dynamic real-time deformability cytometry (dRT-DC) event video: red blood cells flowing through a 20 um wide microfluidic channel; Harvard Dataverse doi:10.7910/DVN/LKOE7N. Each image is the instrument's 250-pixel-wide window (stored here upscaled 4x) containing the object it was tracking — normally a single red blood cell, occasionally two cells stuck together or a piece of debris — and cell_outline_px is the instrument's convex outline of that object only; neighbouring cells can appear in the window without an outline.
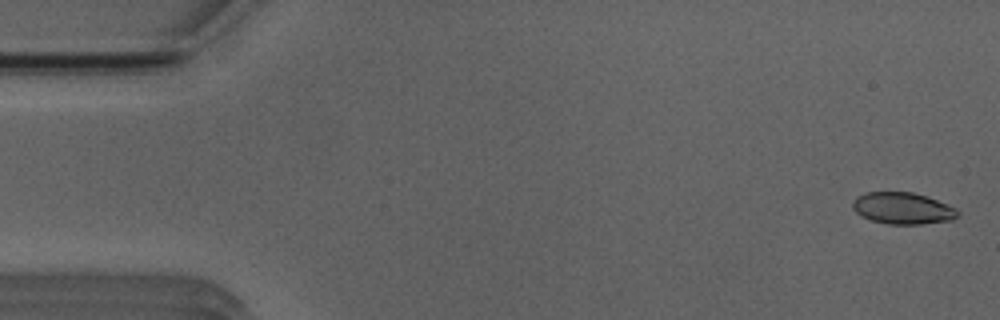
{"species": "Egyptian fruit bat (a non-hibernating species)", "species_latin": "Rousettus aegyptiacus", "temperature_condition": "room temperature", "stored_images_in_passage": 52, "camera_frame_rate_fps": 3000, "um_per_image_px": 0.085, "animal": {"sex": "male"}, "frame": {"image": 1, "passage_image": 2, "time_ms": 0.333, "image_size_px": [1000, 320], "cell_outline_px": [[960, 212], [952, 220], [920, 224], [888, 224], [872, 220], [860, 216], [852, 208], [852, 200], [856, 196], [864, 192], [912, 192], [936, 200], [956, 208]], "centroid_in_image_um": [76.68, 17.7], "position_along_channel_um": 8.3, "area_um2": 19.36}}
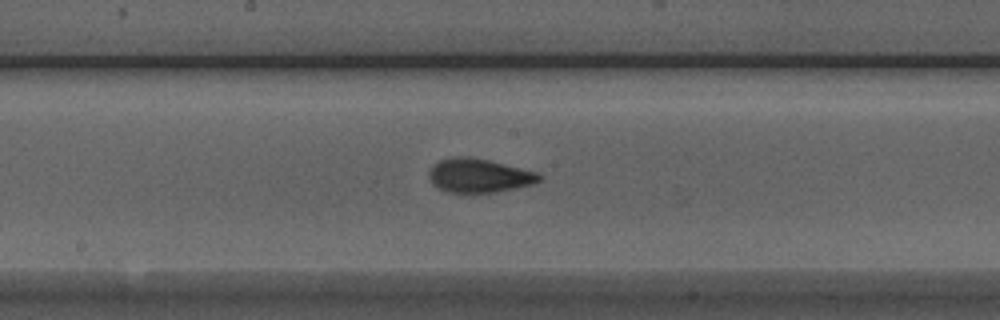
{"frame": {"image": 2, "passage_image": 27, "time_ms": 8.667, "image_size_px": [1000, 320], "cell_outline_px": [[544, 176], [540, 180], [532, 184], [516, 188], [496, 192], [448, 192], [432, 184], [428, 176], [428, 172], [432, 164], [440, 160], [452, 156], [468, 156], [488, 160], [536, 172]], "centroid_in_image_um": [40.68, 14.91], "position_along_channel_um": 207.5, "area_um2": 21.73}}
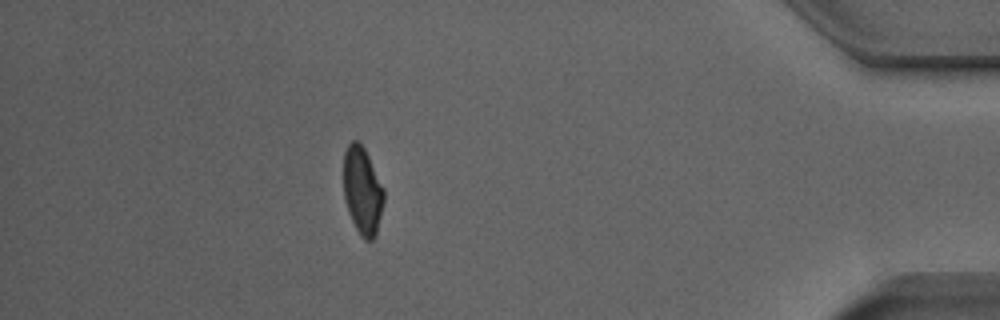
{"frame": {"image": 3, "passage_image": 46, "time_ms": 15.0, "image_size_px": [1000, 320], "cell_outline_px": [[384, 200], [376, 236], [372, 240], [364, 240], [360, 236], [348, 212], [344, 200], [344, 152], [348, 144], [352, 140], [356, 140], [364, 148], [384, 188]], "centroid_in_image_um": [30.8, 16.23], "position_along_channel_um": 404.4, "area_um2": 20.58}, "authors_computed_cell_mechanics": {"area_um2": 20.9525, "velocity_mm_per_s": 3.9538, "shape_relaxation_time_tau1_ms": 5.9436, "shape_relaxation_time_tau2_ms": 0.9853, "deformation_change_tau1": 0.1818, "deformation_change_tau2": 0.0663}}